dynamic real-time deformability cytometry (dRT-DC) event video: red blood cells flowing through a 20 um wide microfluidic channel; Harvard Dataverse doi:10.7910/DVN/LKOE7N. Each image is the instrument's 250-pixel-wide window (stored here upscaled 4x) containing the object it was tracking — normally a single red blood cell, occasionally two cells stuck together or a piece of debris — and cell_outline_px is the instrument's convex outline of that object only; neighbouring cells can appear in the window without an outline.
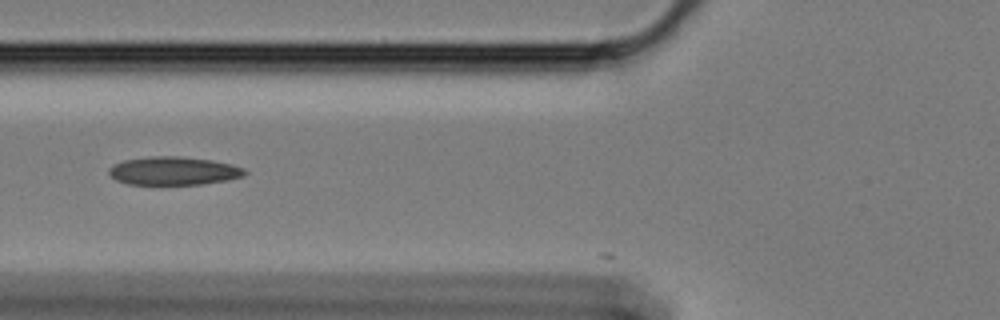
{"species": "Egyptian fruit bat (a non-hibernating species)", "species_latin": "Rousettus aegyptiacus", "temperature_condition": "cold", "stored_images_in_passage": 12, "camera_frame_rate_fps": 3000, "um_per_image_px": 0.085, "animal": {"sex": "female"}, "frame": {"image": 1, "passage_image": 2, "time_ms": 0.333, "image_size_px": [1000, 320], "cell_outline_px": [[248, 172], [244, 176], [228, 180], [200, 184], [128, 184], [116, 180], [108, 172], [108, 168], [124, 160], [152, 156], [176, 156], [212, 160], [232, 164], [244, 168]], "centroid_in_image_um": [14.79, 14.52], "position_along_channel_um": 111.0, "area_um2": 22.31}}
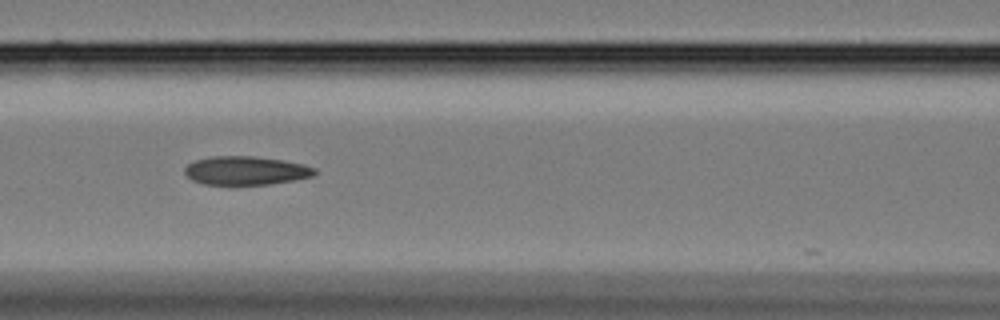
{"frame": {"image": 2, "passage_image": 5, "time_ms": 1.333, "image_size_px": [1000, 320], "cell_outline_px": [[316, 172], [312, 176], [296, 180], [268, 184], [236, 188], [204, 184], [192, 180], [184, 172], [184, 168], [188, 164], [196, 160], [212, 156], [252, 156], [280, 160], [304, 164], [316, 168]], "centroid_in_image_um": [20.86, 14.55], "position_along_channel_um": 145.7, "area_um2": 22.43}}